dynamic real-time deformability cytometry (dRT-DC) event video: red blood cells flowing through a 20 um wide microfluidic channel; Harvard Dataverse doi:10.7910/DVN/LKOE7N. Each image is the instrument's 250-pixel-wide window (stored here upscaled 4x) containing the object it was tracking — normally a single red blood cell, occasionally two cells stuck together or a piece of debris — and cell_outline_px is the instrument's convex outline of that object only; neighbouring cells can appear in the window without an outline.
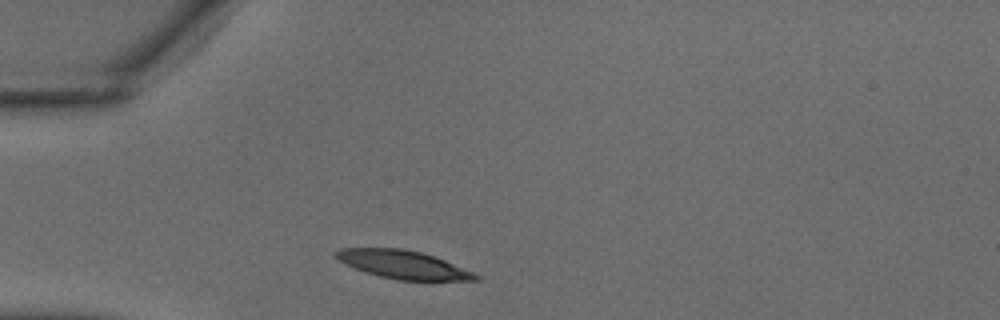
{"species": "common noctule bat (a hibernating species)", "species_latin": "Nyctalus noctula", "temperature_condition": "warm", "stored_images_in_passage": 6, "camera_frame_rate_fps": 3000, "um_per_image_px": 0.085, "animal": {"sex": "male", "body_mass_g": 18.8}, "frame": {"image": 1, "passage_image": 1, "time_ms": 0.0, "image_size_px": [1000, 320], "cell_outline_px": [[480, 280], [400, 280], [380, 276], [356, 268], [332, 256], [340, 248], [400, 248], [420, 252], [444, 260], [472, 272], [480, 276]], "centroid_in_image_um": [34.26, 22.48], "position_along_channel_um": 50.7, "area_um2": 22.37}}